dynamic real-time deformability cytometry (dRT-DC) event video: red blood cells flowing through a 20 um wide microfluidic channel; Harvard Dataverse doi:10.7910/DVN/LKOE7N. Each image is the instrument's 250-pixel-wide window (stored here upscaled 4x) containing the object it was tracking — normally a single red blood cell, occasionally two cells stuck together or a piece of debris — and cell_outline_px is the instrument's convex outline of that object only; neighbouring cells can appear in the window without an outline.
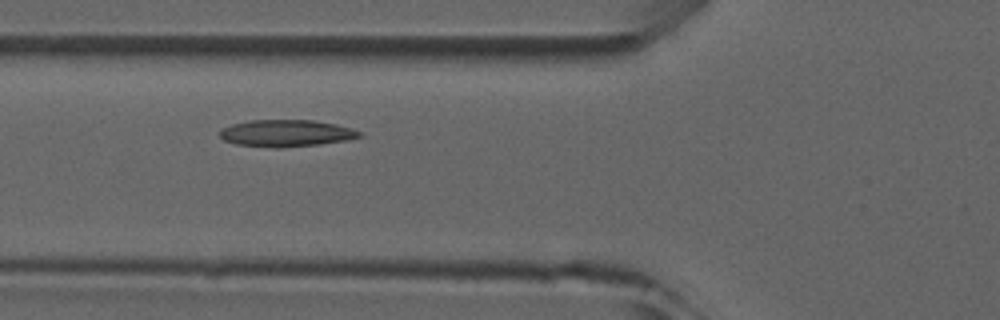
{"species": "common noctule bat (a hibernating species)", "species_latin": "Nyctalus noctula", "temperature_condition": "room temperature", "stored_images_in_passage": 5, "camera_frame_rate_fps": 3000, "um_per_image_px": 0.085, "animal": {"sex": "male", "forearm_length_mm": 52.5}, "frame": {"image": 1, "passage_image": 4, "time_ms": 3.333, "image_size_px": [1000, 320], "cell_outline_px": [[364, 136], [344, 140], [320, 144], [280, 148], [276, 148], [236, 144], [224, 140], [220, 136], [220, 128], [232, 124], [248, 120], [312, 120], [336, 124], [352, 128], [364, 132]], "centroid_in_image_um": [24.34, 11.32], "position_along_channel_um": 101.5, "area_um2": 22.02}}
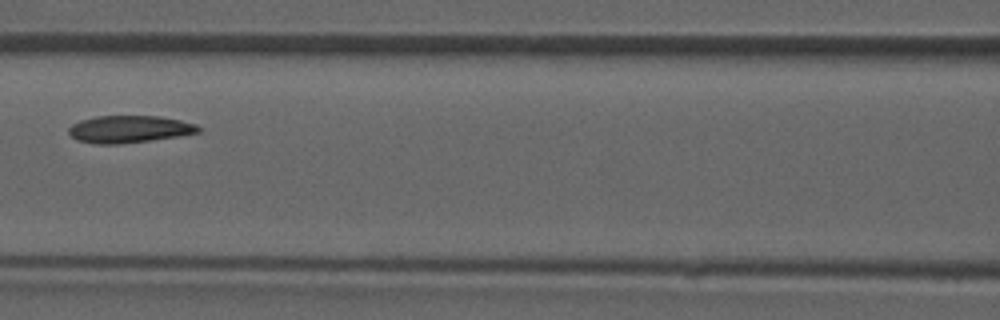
{"frame": {"image": 2, "passage_image": 5, "time_ms": 4.667, "image_size_px": [1000, 320], "cell_outline_px": [[200, 132], [152, 140], [116, 144], [96, 144], [76, 140], [68, 132], [68, 128], [72, 124], [80, 120], [96, 116], [160, 116], [180, 120], [196, 124], [200, 128]], "centroid_in_image_um": [10.96, 10.97], "position_along_channel_um": 155.6, "area_um2": 20.52}}